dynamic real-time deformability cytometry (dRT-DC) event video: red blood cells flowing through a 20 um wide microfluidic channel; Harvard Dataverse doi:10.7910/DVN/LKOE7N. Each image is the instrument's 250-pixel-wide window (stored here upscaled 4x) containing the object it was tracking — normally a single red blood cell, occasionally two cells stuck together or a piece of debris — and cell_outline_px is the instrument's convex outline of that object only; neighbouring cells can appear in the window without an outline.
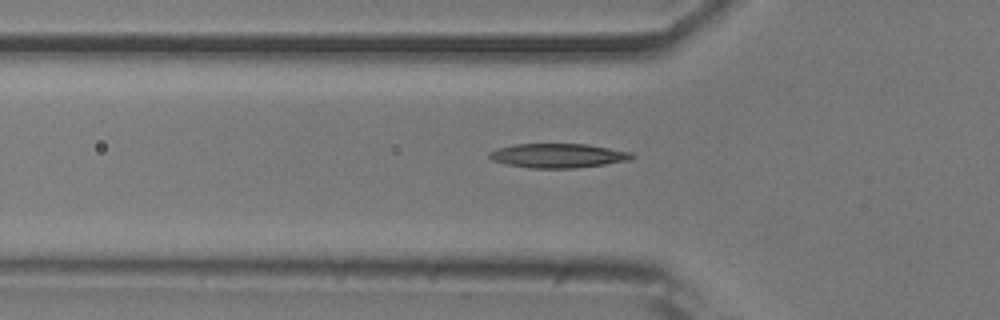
{"species": "common noctule bat (a hibernating species)", "species_latin": "Nyctalus noctula", "temperature_condition": "room temperature", "stored_images_in_passage": 28, "camera_frame_rate_fps": 3000, "um_per_image_px": 0.085, "animal": {"sex": "male", "body_mass_g": 20.5, "forearm_length_mm": 52.5}, "frame": {"image": 1, "passage_image": 16, "time_ms": 5.0, "image_size_px": [1000, 320], "cell_outline_px": [[636, 156], [628, 160], [604, 164], [572, 168], [528, 168], [508, 164], [492, 160], [488, 156], [488, 152], [496, 148], [516, 144], [588, 144], [632, 152]], "centroid_in_image_um": [47.41, 13.22], "position_along_channel_um": 78.4, "area_um2": 20.11}}
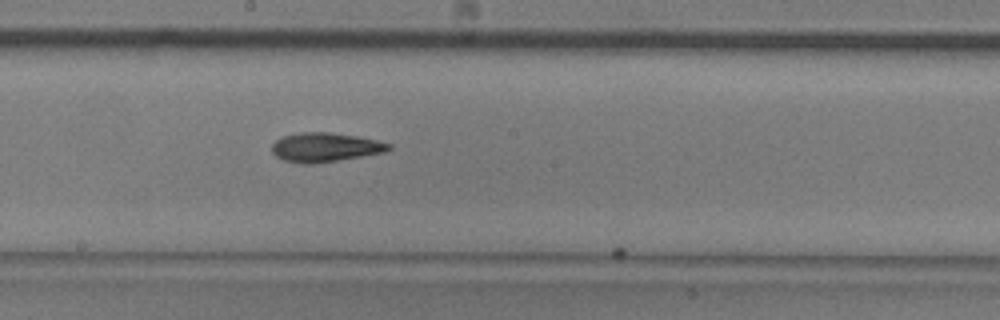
{"frame": {"image": 2, "passage_image": 27, "time_ms": 8.667, "image_size_px": [1000, 320], "cell_outline_px": [[392, 148], [384, 152], [312, 164], [304, 164], [284, 160], [276, 156], [272, 152], [272, 144], [276, 140], [284, 136], [304, 132], [328, 132], [356, 136], [376, 140], [392, 144]], "centroid_in_image_um": [27.63, 12.51], "position_along_channel_um": 220.6, "area_um2": 19.54}}